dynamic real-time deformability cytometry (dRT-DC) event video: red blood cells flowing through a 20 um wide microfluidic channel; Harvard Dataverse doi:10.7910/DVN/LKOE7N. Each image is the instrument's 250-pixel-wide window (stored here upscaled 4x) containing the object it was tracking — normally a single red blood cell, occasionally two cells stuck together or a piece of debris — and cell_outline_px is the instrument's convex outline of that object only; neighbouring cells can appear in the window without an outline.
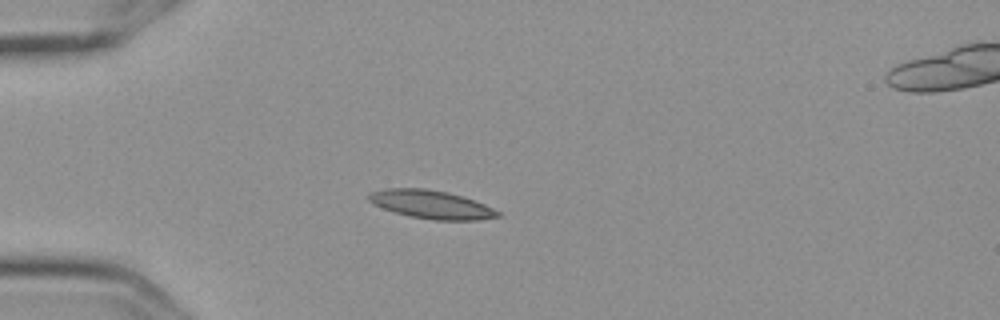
{"species": "Egyptian fruit bat (a non-hibernating species)", "species_latin": "Rousettus aegyptiacus", "temperature_condition": "cold", "stored_images_in_passage": 14, "camera_frame_rate_fps": 3000, "um_per_image_px": 0.085, "frame": {"image": 1, "passage_image": 3, "time_ms": 0.667, "image_size_px": [1000, 320], "cell_outline_px": [[500, 216], [476, 220], [432, 220], [408, 216], [384, 208], [368, 200], [368, 196], [372, 192], [388, 188], [424, 188], [448, 192], [484, 204], [500, 212]], "centroid_in_image_um": [36.66, 17.38], "position_along_channel_um": 48.3, "area_um2": 20.92}}
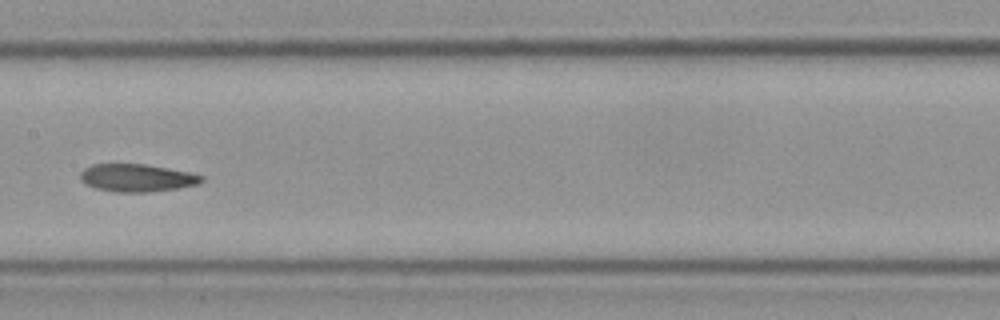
{"frame": {"image": 2, "passage_image": 7, "time_ms": 2.0, "image_size_px": [1000, 320], "cell_outline_px": [[204, 180], [200, 184], [180, 188], [148, 192], [116, 192], [96, 188], [84, 184], [80, 180], [80, 172], [84, 168], [92, 164], [144, 164], [188, 172], [204, 176]], "centroid_in_image_um": [11.63, 15.12], "position_along_channel_um": 195.8, "area_um2": 19.65}}
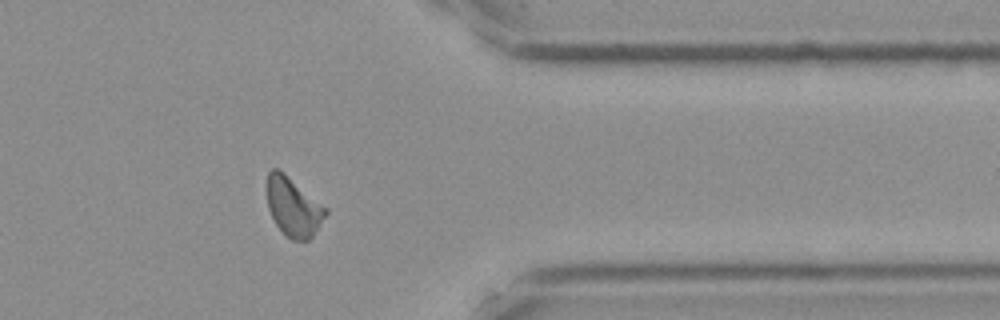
{"frame": {"image": 3, "passage_image": 12, "time_ms": 3.667, "image_size_px": [1000, 320], "cell_outline_px": [[328, 212], [312, 236], [308, 240], [292, 240], [284, 236], [276, 224], [268, 208], [268, 172], [272, 168], [280, 168], [328, 208]], "centroid_in_image_um": [24.94, 17.57], "position_along_channel_um": 386.5, "area_um2": 20.23}}